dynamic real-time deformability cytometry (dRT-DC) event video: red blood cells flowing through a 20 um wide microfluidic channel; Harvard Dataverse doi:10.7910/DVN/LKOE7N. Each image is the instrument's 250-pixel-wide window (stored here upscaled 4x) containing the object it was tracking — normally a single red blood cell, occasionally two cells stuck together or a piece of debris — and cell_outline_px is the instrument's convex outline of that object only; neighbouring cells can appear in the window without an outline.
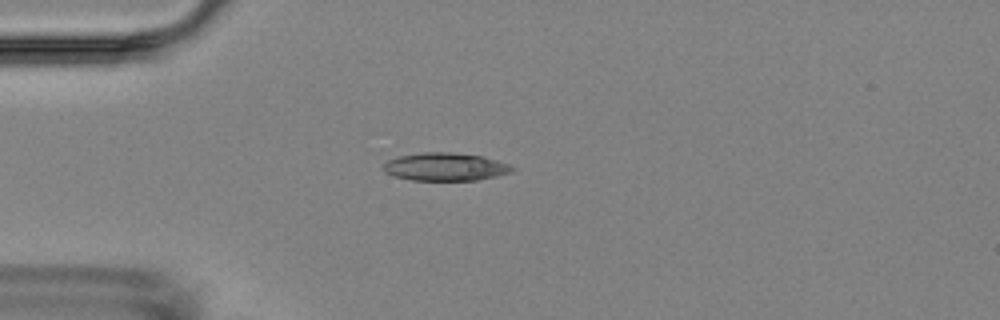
{"species": "Egyptian fruit bat (a non-hibernating species)", "species_latin": "Rousettus aegyptiacus", "temperature_condition": "room temperature", "stored_images_in_passage": 1, "camera_frame_rate_fps": 3000, "um_per_image_px": 0.085, "animal": {"sex": "female"}, "frame": {"image": 1, "passage_image": 1, "time_ms": 0.0, "image_size_px": [1000, 320], "cell_outline_px": [[516, 168], [512, 172], [496, 176], [476, 180], [412, 180], [392, 176], [384, 172], [384, 164], [388, 160], [400, 156], [424, 152], [448, 152], [480, 156], [496, 160], [508, 164]], "centroid_in_image_um": [37.84, 14.18], "position_along_channel_um": 47.2, "area_um2": 20.81}}